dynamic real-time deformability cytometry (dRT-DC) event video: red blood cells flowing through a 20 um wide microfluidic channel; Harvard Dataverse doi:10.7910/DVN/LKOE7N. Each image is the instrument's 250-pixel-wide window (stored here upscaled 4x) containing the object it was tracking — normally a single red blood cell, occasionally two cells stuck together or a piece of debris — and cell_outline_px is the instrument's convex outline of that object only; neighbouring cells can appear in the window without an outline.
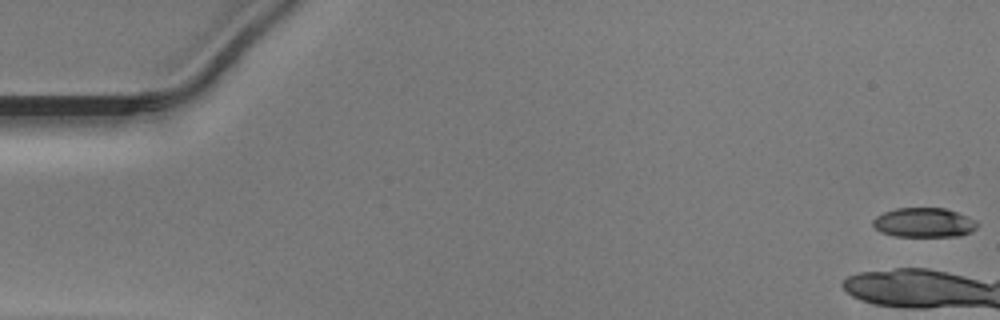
{"species": "Egyptian fruit bat (a non-hibernating species)", "species_latin": "Rousettus aegyptiacus", "temperature_condition": "warm", "stored_images_in_passage": 6, "camera_frame_rate_fps": 3000, "um_per_image_px": 0.085, "animal": {"sex": "male"}, "frame": {"image": 1, "passage_image": 1, "time_ms": 0.0, "image_size_px": [1000, 320], "cell_outline_px": [[980, 224], [976, 228], [960, 236], [896, 236], [880, 232], [872, 224], [872, 220], [876, 216], [884, 212], [896, 208], [944, 208], [968, 216], [976, 220]], "centroid_in_image_um": [78.54, 18.91], "position_along_channel_um": 6.5, "area_um2": 17.92}}